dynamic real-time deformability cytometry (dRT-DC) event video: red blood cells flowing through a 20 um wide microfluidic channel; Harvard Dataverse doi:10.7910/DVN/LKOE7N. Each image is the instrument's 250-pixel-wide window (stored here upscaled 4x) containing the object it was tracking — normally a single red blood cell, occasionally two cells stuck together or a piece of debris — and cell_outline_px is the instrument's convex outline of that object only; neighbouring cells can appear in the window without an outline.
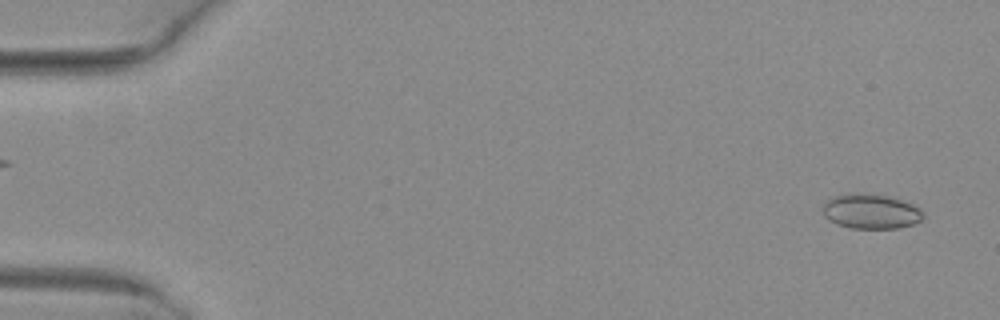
{"species": "common noctule bat (a hibernating species)", "species_latin": "Nyctalus noctula", "temperature_condition": "warm", "stored_images_in_passage": 51, "camera_frame_rate_fps": 3000, "um_per_image_px": 0.085, "animal": {"sex": "female", "body_mass_g": 29.2, "forearm_length_mm": 56.3}, "frame": {"image": 1, "passage_image": 2, "time_ms": 0.333, "image_size_px": [1000, 320], "cell_outline_px": [[924, 216], [920, 220], [912, 224], [900, 228], [852, 228], [836, 224], [828, 220], [824, 216], [824, 204], [828, 200], [844, 192], [864, 192], [888, 196], [912, 204], [920, 208], [924, 212]], "centroid_in_image_um": [74.02, 17.95], "position_along_channel_um": 11.0, "area_um2": 20.52}}
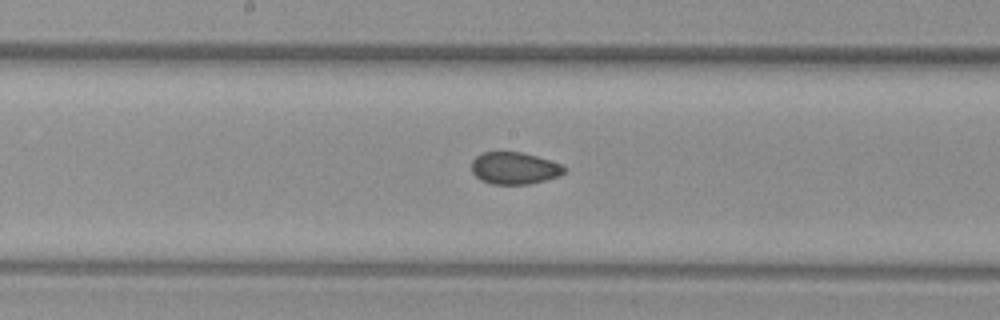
{"frame": {"image": 2, "passage_image": 27, "time_ms": 8.667, "image_size_px": [1000, 320], "cell_outline_px": [[568, 168], [560, 176], [528, 184], [492, 184], [480, 180], [472, 172], [472, 160], [476, 156], [484, 152], [520, 152], [536, 156], [564, 164]], "centroid_in_image_um": [43.75, 14.29], "position_along_channel_um": 204.4, "area_um2": 17.4}}
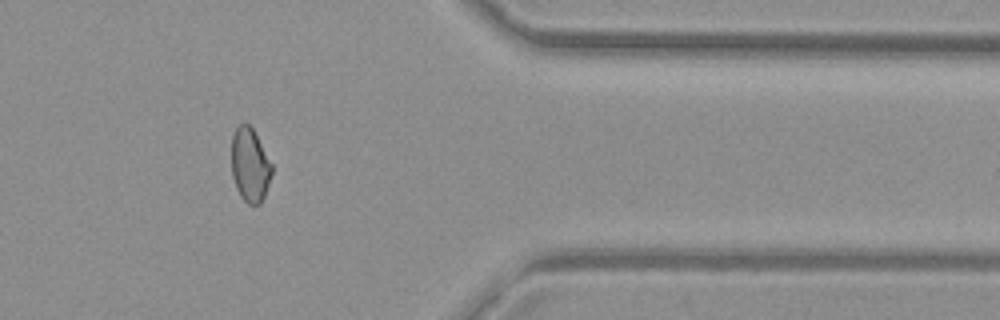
{"frame": {"image": 3, "passage_image": 42, "time_ms": 13.667, "image_size_px": [1000, 320], "cell_outline_px": [[272, 172], [264, 196], [260, 204], [248, 204], [240, 196], [236, 188], [232, 176], [232, 136], [236, 128], [240, 124], [248, 124], [252, 128], [272, 164]], "centroid_in_image_um": [21.23, 14.04], "position_along_channel_um": 390.2, "area_um2": 17.11}, "authors_computed_cell_mechanics": {"area_um2": 18.496, "velocity_mm_per_s": 4.0918, "shape_relaxation_time_tau1_ms": null, "shape_relaxation_time_tau2_ms": 1.8543, "deformation_change_tau1": null, "deformation_change_tau2": 0.0568}}